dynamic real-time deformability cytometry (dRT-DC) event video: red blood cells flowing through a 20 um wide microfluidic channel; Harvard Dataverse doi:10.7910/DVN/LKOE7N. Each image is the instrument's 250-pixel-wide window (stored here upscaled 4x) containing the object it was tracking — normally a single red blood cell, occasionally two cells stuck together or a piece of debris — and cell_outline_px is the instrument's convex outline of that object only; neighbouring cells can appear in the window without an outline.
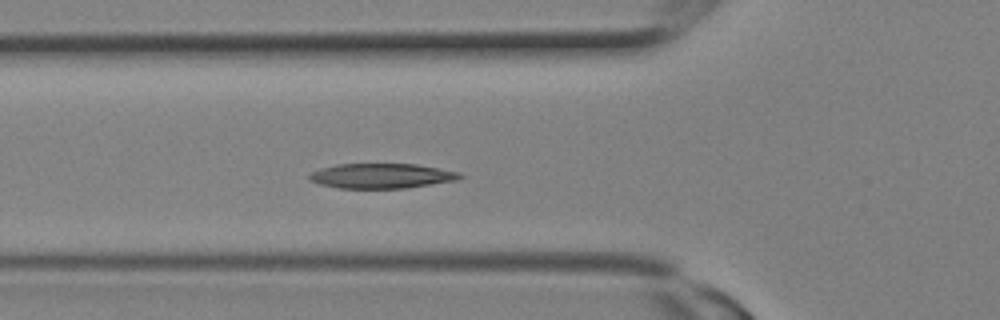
{"species": "Egyptian fruit bat (a non-hibernating species)", "species_latin": "Rousettus aegyptiacus", "temperature_condition": "room temperature", "stored_images_in_passage": 9, "camera_frame_rate_fps": 3000, "um_per_image_px": 0.085, "animal": {"sex": "female"}, "frame": {"image": 1, "passage_image": 9, "time_ms": 2.667, "image_size_px": [1000, 320], "cell_outline_px": [[464, 176], [460, 180], [404, 188], [340, 188], [320, 184], [308, 180], [308, 176], [312, 172], [320, 168], [336, 164], [416, 164], [460, 172]], "centroid_in_image_um": [32.45, 14.95], "position_along_channel_um": 93.4, "area_um2": 21.91}}